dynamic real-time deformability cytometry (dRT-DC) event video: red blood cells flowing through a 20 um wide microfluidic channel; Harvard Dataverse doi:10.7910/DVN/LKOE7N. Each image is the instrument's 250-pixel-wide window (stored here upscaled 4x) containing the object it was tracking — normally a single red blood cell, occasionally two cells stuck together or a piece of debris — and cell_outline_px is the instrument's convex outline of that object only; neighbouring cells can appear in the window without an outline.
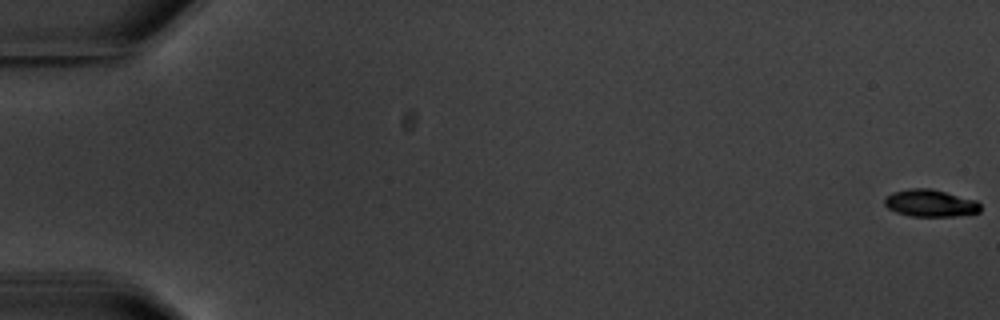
{"species": "common noctule bat (a hibernating species)", "species_latin": "Nyctalus noctula", "temperature_condition": "warm", "stored_images_in_passage": 5, "camera_frame_rate_fps": 3000, "um_per_image_px": 0.085, "animal": {"sex": "male", "body_mass_g": 20.1, "forearm_length_mm": 53.5}, "frame": {"image": 1, "passage_image": 1, "time_ms": 0.0, "image_size_px": [1000, 320], "cell_outline_px": [[980, 212], [956, 216], [912, 216], [896, 212], [888, 208], [884, 204], [884, 196], [892, 192], [908, 188], [932, 188], [976, 200], [980, 204]], "centroid_in_image_um": [79.05, 17.25], "position_along_channel_um": 5.9, "area_um2": 15.32}}
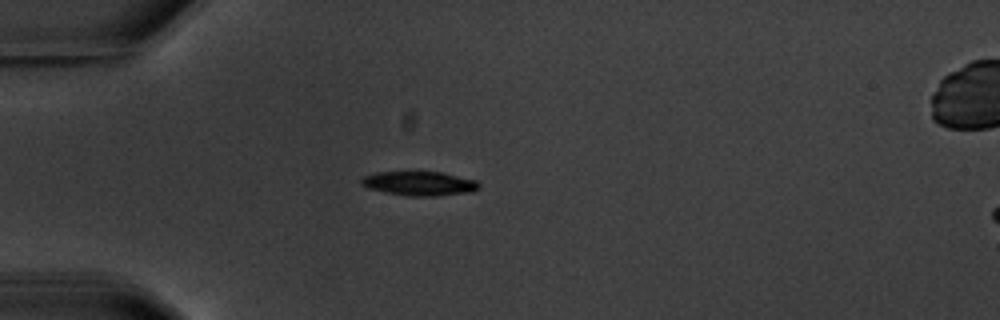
{"frame": {"image": 2, "passage_image": 5, "time_ms": 5.667, "image_size_px": [1000, 320], "cell_outline_px": [[480, 188], [476, 192], [436, 196], [408, 196], [368, 188], [360, 184], [360, 180], [364, 176], [376, 172], [440, 172], [476, 180], [480, 184]], "centroid_in_image_um": [35.69, 15.6], "position_along_channel_um": 49.3, "area_um2": 16.65}}